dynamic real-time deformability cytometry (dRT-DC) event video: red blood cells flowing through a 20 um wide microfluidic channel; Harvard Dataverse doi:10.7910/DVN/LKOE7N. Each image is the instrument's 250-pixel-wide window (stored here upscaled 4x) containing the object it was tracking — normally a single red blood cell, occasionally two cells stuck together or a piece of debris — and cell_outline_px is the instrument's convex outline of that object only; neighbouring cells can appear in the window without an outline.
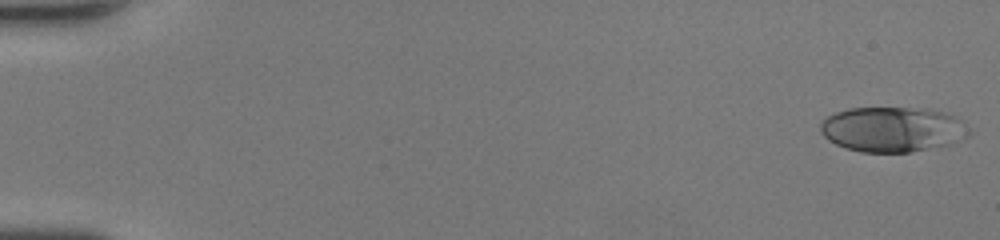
{"species": "human", "species_latin": "Homo sapiens", "temperature_condition": "room temperature", "stored_images_in_passage": 47, "camera_frame_rate_fps": 3000, "um_per_image_px": 0.085, "donor": {"sex": "female"}, "frame": {"image": 1, "passage_image": 1, "time_ms": 0.0, "image_size_px": [1000, 240], "cell_outline_px": [[972, 132], [968, 136], [952, 144], [908, 152], [860, 152], [844, 148], [828, 140], [820, 132], [820, 124], [828, 116], [836, 112], [848, 108], [908, 108], [944, 112], [964, 120], [972, 128]], "centroid_in_image_um": [75.9, 11.0], "position_along_channel_um": 9.1, "area_um2": 39.25}}
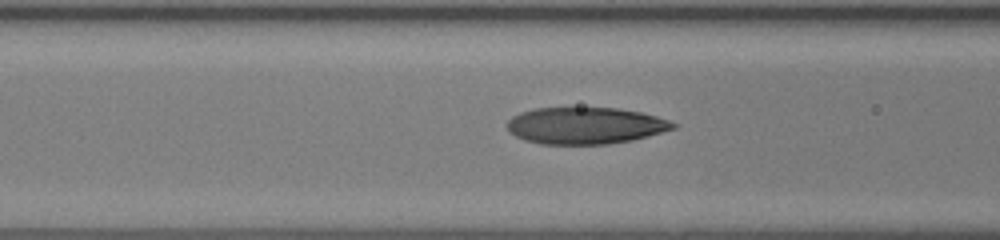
{"frame": {"image": 2, "passage_image": 20, "time_ms": 6.333, "image_size_px": [1000, 240], "cell_outline_px": [[680, 124], [676, 128], [648, 136], [632, 140], [608, 144], [540, 144], [524, 140], [508, 132], [508, 120], [512, 116], [520, 112], [536, 108], [616, 108], [640, 112], [656, 116]], "centroid_in_image_um": [49.76, 10.68], "position_along_channel_um": 116.8, "area_um2": 35.6}}
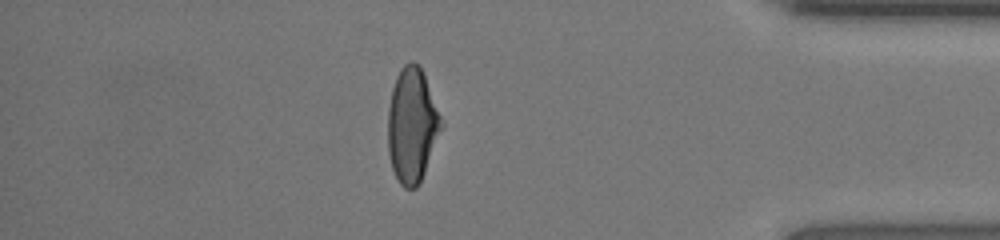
{"frame": {"image": 3, "passage_image": 41, "time_ms": 13.333, "image_size_px": [1000, 240], "cell_outline_px": [[444, 124], [420, 184], [416, 188], [404, 188], [400, 184], [392, 168], [388, 152], [388, 108], [392, 88], [396, 76], [400, 68], [404, 64], [412, 60], [420, 64]], "centroid_in_image_um": [35.03, 10.64], "position_along_channel_um": 400.2, "area_um2": 35.89}, "authors_computed_cell_mechanics": {"area_um2": 36.0094, "velocity_mm_per_s": 4.4894, "shape_relaxation_time_tau1_ms": 5.5519, "shape_relaxation_time_tau2_ms": 0.8341, "deformation_change_tau1": 0.2397, "deformation_change_tau2": 0.0694}}